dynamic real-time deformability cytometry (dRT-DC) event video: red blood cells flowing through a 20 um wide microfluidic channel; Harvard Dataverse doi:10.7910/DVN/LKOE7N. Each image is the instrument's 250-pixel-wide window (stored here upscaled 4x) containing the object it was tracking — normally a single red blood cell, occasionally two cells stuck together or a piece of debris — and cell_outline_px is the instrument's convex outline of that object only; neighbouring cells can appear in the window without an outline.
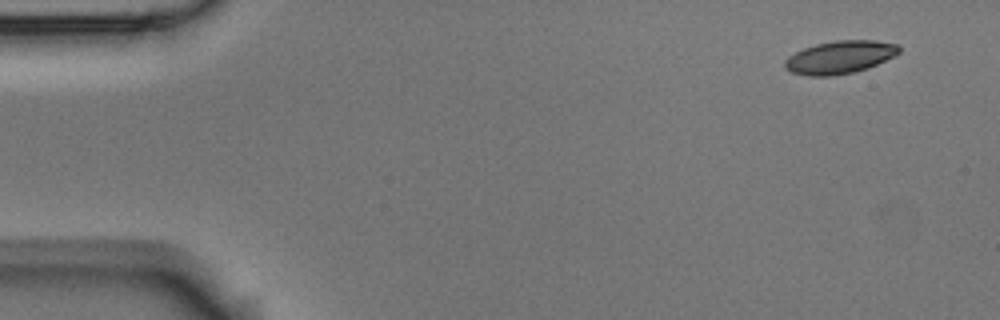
{"species": "Egyptian fruit bat (a non-hibernating species)", "species_latin": "Rousettus aegyptiacus", "temperature_condition": "room temperature", "stored_images_in_passage": 7, "camera_frame_rate_fps": 3000, "um_per_image_px": 0.085, "animal": {"sex": "male"}, "frame": {"image": 1, "passage_image": 1, "time_ms": 0.0, "image_size_px": [1000, 320], "cell_outline_px": [[900, 52], [896, 56], [868, 68], [836, 76], [808, 76], [792, 72], [784, 68], [784, 60], [788, 56], [804, 48], [816, 44], [836, 40], [876, 40], [896, 44], [900, 48]], "centroid_in_image_um": [71.39, 4.87], "position_along_channel_um": 13.6, "area_um2": 22.02}}
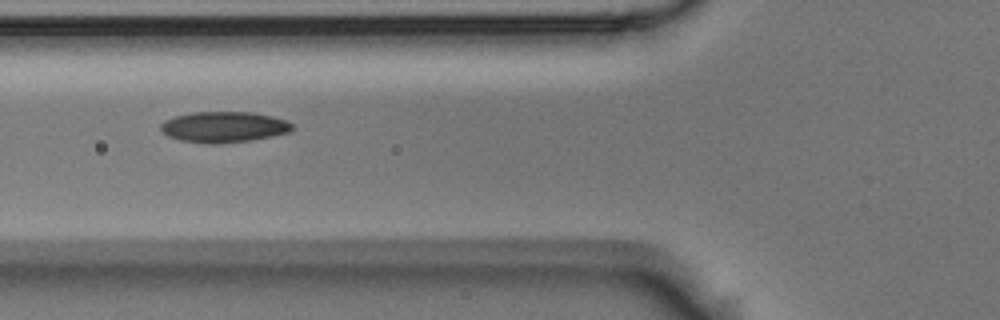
{"frame": {"image": 2, "passage_image": 6, "time_ms": 1.667, "image_size_px": [1000, 320], "cell_outline_px": [[292, 132], [252, 140], [216, 144], [212, 144], [180, 140], [168, 136], [160, 128], [160, 124], [164, 120], [176, 116], [192, 112], [252, 112], [272, 116], [288, 120], [292, 124]], "centroid_in_image_um": [19.05, 10.79], "position_along_channel_um": 106.7, "area_um2": 23.7}}
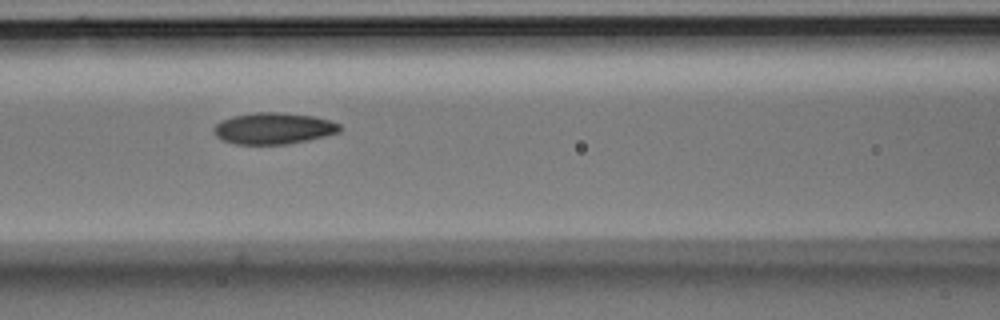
{"frame": {"image": 3, "passage_image": 7, "time_ms": 2.0, "image_size_px": [1000, 320], "cell_outline_px": [[340, 132], [308, 140], [288, 144], [236, 144], [224, 140], [216, 136], [212, 132], [212, 128], [220, 120], [232, 116], [256, 112], [280, 112], [312, 116], [328, 120], [340, 124]], "centroid_in_image_um": [23.21, 10.91], "position_along_channel_um": 143.4, "area_um2": 23.06}}